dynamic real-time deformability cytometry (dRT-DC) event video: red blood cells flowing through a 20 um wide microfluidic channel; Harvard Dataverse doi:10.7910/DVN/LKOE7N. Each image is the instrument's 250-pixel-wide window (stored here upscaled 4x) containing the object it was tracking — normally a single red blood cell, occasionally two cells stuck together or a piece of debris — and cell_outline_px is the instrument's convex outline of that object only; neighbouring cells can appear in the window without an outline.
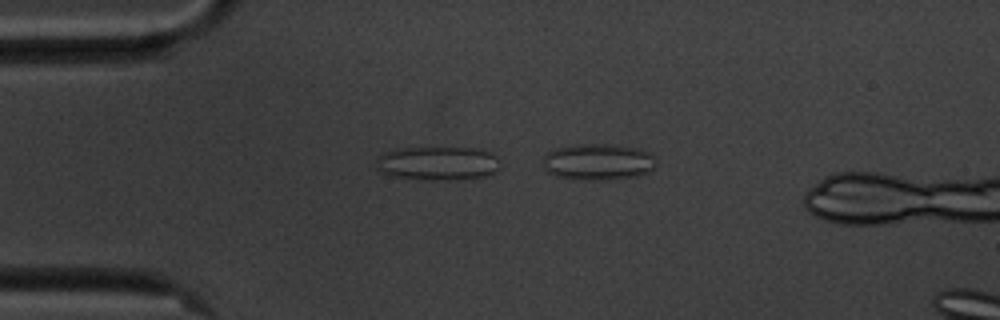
{"species": "common noctule bat (a hibernating species)", "species_latin": "Nyctalus noctula", "temperature_condition": "cold", "stored_images_in_passage": 3, "camera_frame_rate_fps": 3000, "um_per_image_px": 0.085, "animal": {"sex": "male", "body_mass_g": 20.1, "forearm_length_mm": 53.5}, "frame": {"image": 1, "passage_image": 1, "time_ms": 0.0, "image_size_px": [1000, 320], "cell_outline_px": [[500, 168], [484, 176], [436, 180], [420, 180], [388, 176], [380, 172], [376, 168], [376, 160], [384, 152], [396, 148], [476, 148], [492, 152], [496, 156], [500, 164]], "centroid_in_image_um": [37.15, 13.88], "position_along_channel_um": 47.9, "area_um2": 24.57}}